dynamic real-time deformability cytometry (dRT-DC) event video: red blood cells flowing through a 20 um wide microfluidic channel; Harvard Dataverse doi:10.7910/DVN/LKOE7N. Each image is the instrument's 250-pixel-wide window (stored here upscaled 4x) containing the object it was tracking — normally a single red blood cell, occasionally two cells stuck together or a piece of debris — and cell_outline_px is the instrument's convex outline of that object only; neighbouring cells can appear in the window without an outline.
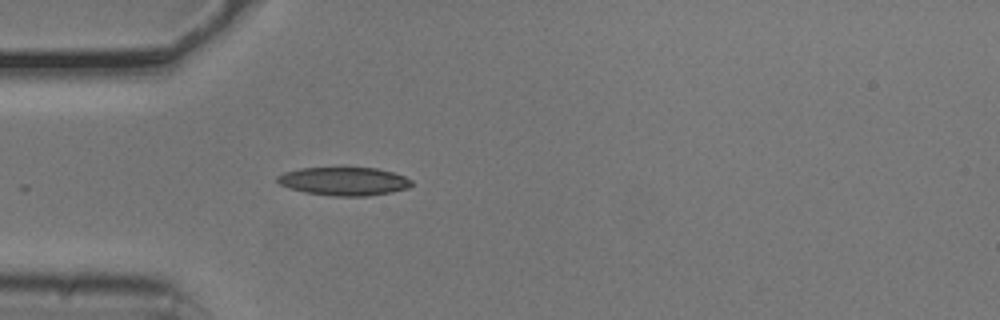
{"species": "common noctule bat (a hibernating species)", "species_latin": "Nyctalus noctula", "temperature_condition": "cold", "stored_images_in_passage": 15, "camera_frame_rate_fps": 3000, "um_per_image_px": 0.085, "animal": {"sex": "male", "body_mass_g": 20.5, "forearm_length_mm": 52.5}, "frame": {"image": 1, "passage_image": 1, "time_ms": 0.0, "image_size_px": [1000, 320], "cell_outline_px": [[412, 184], [408, 188], [392, 192], [368, 196], [332, 196], [304, 192], [280, 184], [276, 180], [276, 176], [284, 172], [300, 168], [344, 164], [376, 168], [392, 172], [404, 176], [412, 180]], "centroid_in_image_um": [29.23, 15.35], "position_along_channel_um": 55.8, "area_um2": 23.18}}
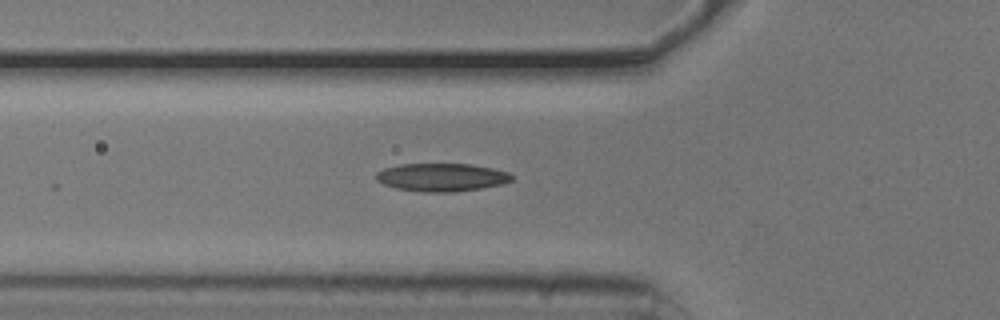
{"frame": {"image": 2, "passage_image": 4, "time_ms": 1.0, "image_size_px": [1000, 320], "cell_outline_px": [[512, 180], [500, 184], [480, 188], [456, 192], [424, 192], [396, 188], [384, 184], [376, 180], [376, 172], [384, 168], [400, 164], [472, 164], [492, 168], [508, 172], [512, 176]], "centroid_in_image_um": [37.51, 15.06], "position_along_channel_um": 88.3, "area_um2": 22.08}}
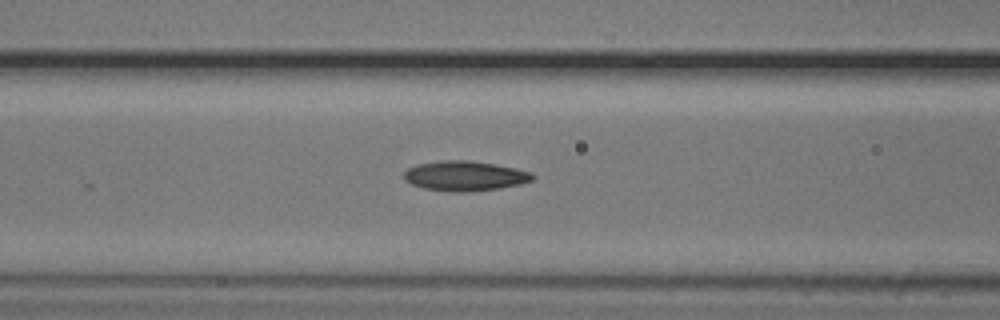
{"frame": {"image": 3, "passage_image": 7, "time_ms": 2.0, "image_size_px": [1000, 320], "cell_outline_px": [[536, 176], [532, 180], [520, 184], [500, 188], [468, 192], [452, 192], [424, 188], [412, 184], [404, 180], [404, 172], [408, 168], [416, 164], [440, 160], [468, 160], [496, 164], [516, 168], [532, 172]], "centroid_in_image_um": [39.52, 14.95], "position_along_channel_um": 127.1, "area_um2": 22.6}}